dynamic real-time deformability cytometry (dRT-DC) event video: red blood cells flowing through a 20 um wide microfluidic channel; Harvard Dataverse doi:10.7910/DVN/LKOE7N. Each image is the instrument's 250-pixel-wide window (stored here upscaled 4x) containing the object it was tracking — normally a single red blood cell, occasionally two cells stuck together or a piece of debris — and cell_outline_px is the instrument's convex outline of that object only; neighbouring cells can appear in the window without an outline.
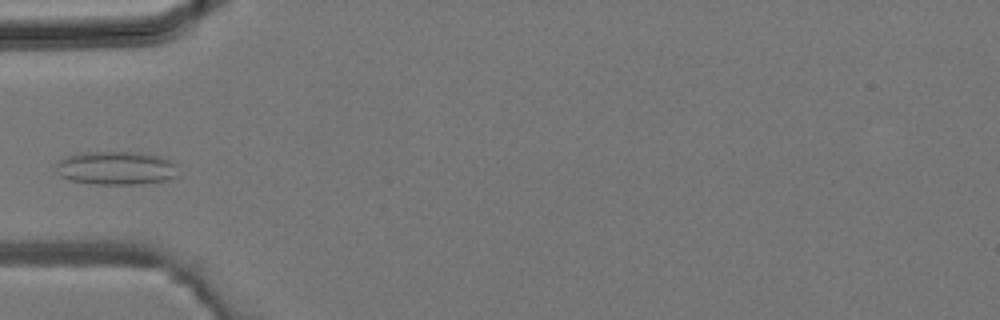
{"species": "common noctule bat (a hibernating species)", "species_latin": "Nyctalus noctula", "temperature_condition": "room temperature", "stored_images_in_passage": 3, "camera_frame_rate_fps": 3000, "um_per_image_px": 0.085, "animal": {"sex": "male", "body_mass_g": 19.2, "forearm_length_mm": 51.8}, "frame": {"image": 1, "passage_image": 3, "time_ms": 0.667, "image_size_px": [1000, 320], "cell_outline_px": [[180, 176], [172, 180], [136, 184], [96, 184], [72, 180], [60, 176], [56, 172], [56, 164], [60, 160], [68, 156], [88, 152], [140, 152], [160, 156], [172, 160], [176, 164]], "centroid_in_image_um": [9.96, 14.29], "position_along_channel_um": 75.0, "area_um2": 24.1}}